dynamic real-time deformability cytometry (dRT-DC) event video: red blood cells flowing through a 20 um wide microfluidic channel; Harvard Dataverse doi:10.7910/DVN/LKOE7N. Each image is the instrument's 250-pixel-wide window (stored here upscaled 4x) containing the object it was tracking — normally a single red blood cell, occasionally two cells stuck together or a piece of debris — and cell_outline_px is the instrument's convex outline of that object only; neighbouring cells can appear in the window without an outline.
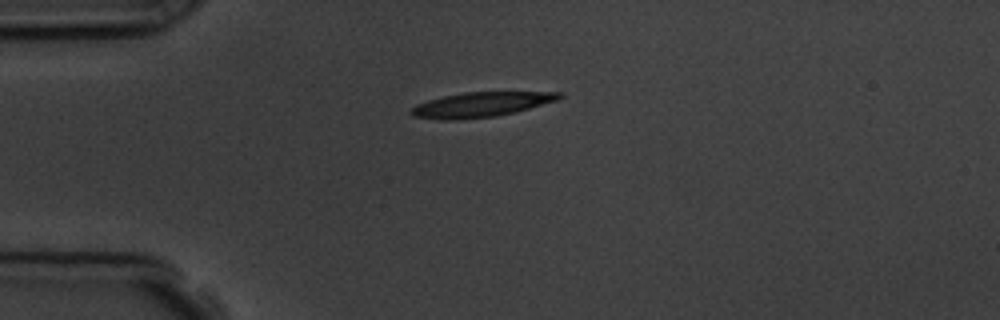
{"species": "common noctule bat (a hibernating species)", "species_latin": "Nyctalus noctula", "temperature_condition": "room temperature", "stored_images_in_passage": 6, "camera_frame_rate_fps": 3000, "um_per_image_px": 0.085, "animal": {"sex": "male", "body_mass_g": 19.5, "forearm_length_mm": 54.6}, "frame": {"image": 1, "passage_image": 1, "time_ms": 0.0, "image_size_px": [1000, 320], "cell_outline_px": [[564, 96], [556, 100], [528, 108], [496, 116], [456, 120], [440, 120], [412, 116], [408, 112], [416, 104], [428, 100], [444, 96], [464, 92], [560, 92]], "centroid_in_image_um": [40.81, 8.89], "position_along_channel_um": 44.2, "area_um2": 21.21}}